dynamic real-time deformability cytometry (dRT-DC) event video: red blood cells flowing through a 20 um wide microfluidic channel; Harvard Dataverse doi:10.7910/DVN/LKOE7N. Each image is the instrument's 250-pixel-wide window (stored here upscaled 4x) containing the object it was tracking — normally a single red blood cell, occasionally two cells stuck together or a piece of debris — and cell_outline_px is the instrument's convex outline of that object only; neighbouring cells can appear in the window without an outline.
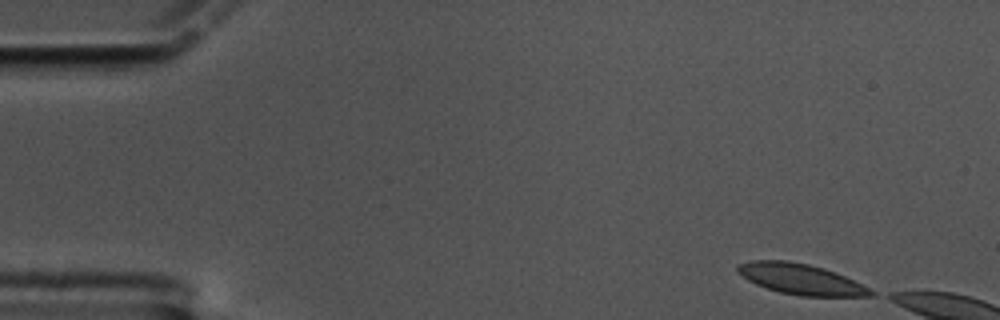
{"species": "common noctule bat (a hibernating species)", "species_latin": "Nyctalus noctula", "temperature_condition": "cold", "stored_images_in_passage": 1, "camera_frame_rate_fps": 3000, "um_per_image_px": 0.085, "animal": {"sex": "male", "body_mass_g": 17.5, "forearm_length_mm": 52.3}, "frame": {"image": 1, "passage_image": 1, "time_ms": 0.0, "image_size_px": [1000, 320], "cell_outline_px": [[876, 296], [800, 296], [780, 292], [756, 284], [748, 280], [736, 272], [736, 264], [752, 260], [788, 260], [808, 264], [824, 268], [836, 272], [876, 292]], "centroid_in_image_um": [68.03, 23.71], "position_along_channel_um": 17.0, "area_um2": 23.76}}